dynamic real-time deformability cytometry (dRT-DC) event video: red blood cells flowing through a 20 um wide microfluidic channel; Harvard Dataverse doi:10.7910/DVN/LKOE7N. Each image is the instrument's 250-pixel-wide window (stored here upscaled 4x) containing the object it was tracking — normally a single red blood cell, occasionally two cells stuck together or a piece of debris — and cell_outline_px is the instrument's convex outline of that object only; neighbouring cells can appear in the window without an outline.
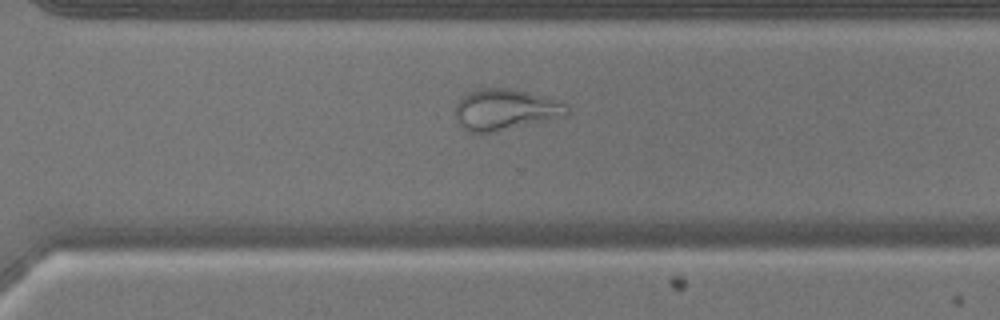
{"species": "common noctule bat (a hibernating species)", "species_latin": "Nyctalus noctula", "temperature_condition": "warm", "stored_images_in_passage": 51, "camera_frame_rate_fps": 3000, "um_per_image_px": 0.085, "animal": {"sex": "male", "body_mass_g": 17.9}, "frame": {"image": 1, "passage_image": 37, "time_ms": 12.0, "image_size_px": [1000, 320], "cell_outline_px": [[572, 112], [568, 116], [492, 132], [468, 132], [460, 128], [452, 112], [456, 104], [468, 92], [476, 88], [512, 88], [548, 96], [568, 104]], "centroid_in_image_um": [42.97, 9.3], "position_along_channel_um": 327.6, "area_um2": 27.51}}
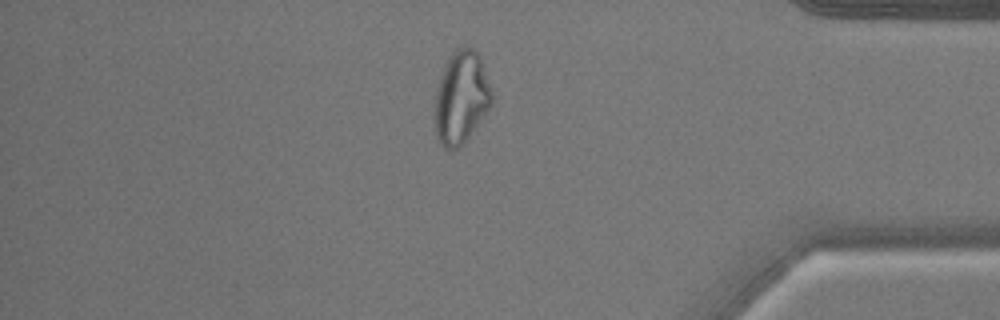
{"frame": {"image": 2, "passage_image": 44, "time_ms": 14.333, "image_size_px": [1000, 320], "cell_outline_px": [[492, 104], [464, 144], [460, 148], [444, 148], [440, 144], [436, 136], [432, 116], [432, 108], [436, 88], [444, 64], [452, 52], [456, 48], [472, 48], [480, 56], [492, 92]], "centroid_in_image_um": [39.14, 8.33], "position_along_channel_um": 396.1, "area_um2": 31.33}}